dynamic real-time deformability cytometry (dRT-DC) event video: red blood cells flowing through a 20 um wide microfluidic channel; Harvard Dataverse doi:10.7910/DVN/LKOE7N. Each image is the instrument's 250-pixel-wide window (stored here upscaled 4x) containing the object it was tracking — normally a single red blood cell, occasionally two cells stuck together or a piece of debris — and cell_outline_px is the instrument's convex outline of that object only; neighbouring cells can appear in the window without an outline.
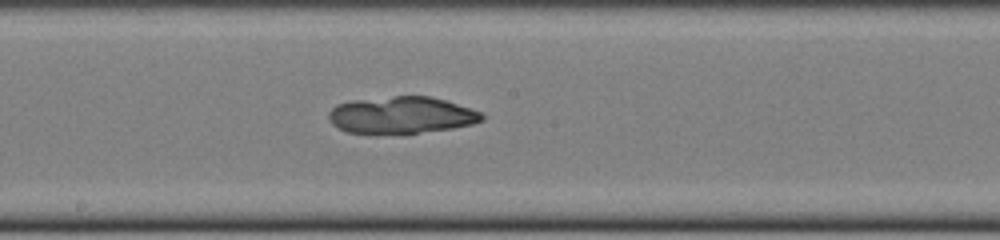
{"species": "common noctule bat (a hibernating species)", "species_latin": "Nyctalus noctula", "temperature_condition": "cold", "stored_images_in_passage": 36, "camera_frame_rate_fps": 3000, "um_per_image_px": 0.085, "animal": {"sex": "female", "body_mass_g": 22.0, "forearm_length_mm": 56.7}, "frame": {"image": 1, "passage_image": 12, "time_ms": 3.667, "image_size_px": [1000, 240], "cell_outline_px": [[484, 120], [472, 124], [452, 128], [416, 132], [344, 132], [332, 124], [328, 116], [328, 112], [336, 104], [352, 100], [392, 96], [432, 96], [480, 112], [484, 116]], "centroid_in_image_um": [34.09, 9.76], "position_along_channel_um": 214.1, "area_um2": 32.37}}
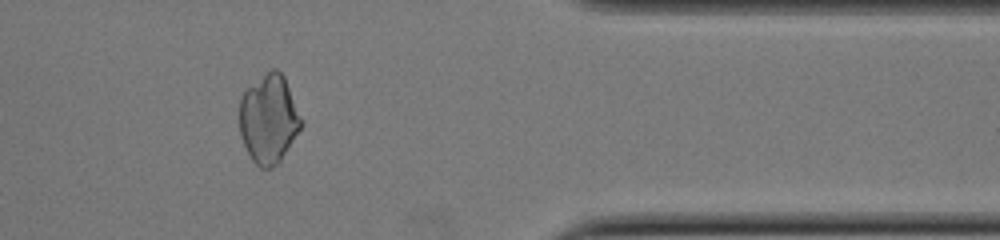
{"frame": {"image": 2, "passage_image": 27, "time_ms": 8.667, "image_size_px": [1000, 240], "cell_outline_px": [[304, 124], [280, 160], [272, 168], [260, 168], [252, 160], [240, 136], [240, 96], [248, 88], [272, 68], [276, 68], [284, 76]], "centroid_in_image_um": [22.85, 10.13], "position_along_channel_um": 388.6, "area_um2": 31.56}}